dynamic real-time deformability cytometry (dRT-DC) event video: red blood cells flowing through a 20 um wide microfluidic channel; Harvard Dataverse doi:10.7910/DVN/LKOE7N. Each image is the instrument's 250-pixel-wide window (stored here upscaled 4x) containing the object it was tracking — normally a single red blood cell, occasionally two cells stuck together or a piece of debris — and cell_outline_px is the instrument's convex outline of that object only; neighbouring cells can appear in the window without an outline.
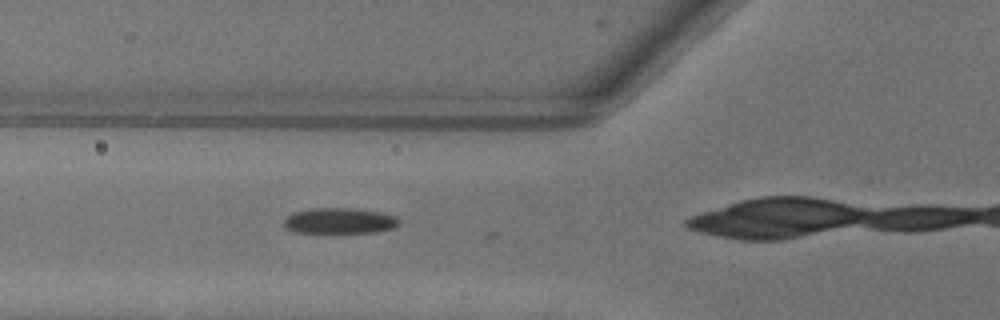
{"species": "common noctule bat (a hibernating species)", "species_latin": "Nyctalus noctula", "temperature_condition": "warm", "stored_images_in_passage": 16, "camera_frame_rate_fps": 3000, "um_per_image_px": 0.085, "animal": {"sex": "female"}, "frame": {"image": 1, "passage_image": 13, "time_ms": 4.0, "image_size_px": [1000, 320], "cell_outline_px": [[400, 224], [392, 228], [376, 232], [296, 232], [284, 228], [284, 220], [292, 212], [312, 208], [348, 208], [380, 212], [396, 216], [400, 220]], "centroid_in_image_um": [28.85, 18.76], "position_along_channel_um": 96.9, "area_um2": 17.17}}